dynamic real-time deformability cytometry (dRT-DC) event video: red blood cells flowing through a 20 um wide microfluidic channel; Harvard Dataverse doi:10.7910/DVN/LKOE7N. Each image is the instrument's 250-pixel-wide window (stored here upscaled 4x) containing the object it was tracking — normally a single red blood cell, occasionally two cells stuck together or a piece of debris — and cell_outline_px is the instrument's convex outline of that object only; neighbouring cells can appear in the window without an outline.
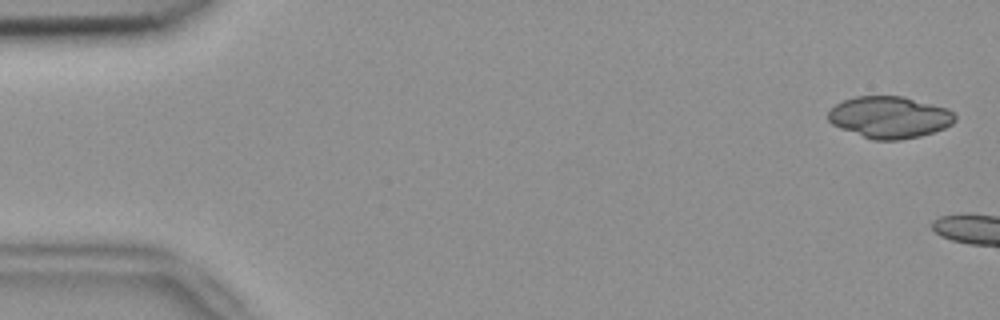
{"species": "common noctule bat (a hibernating species)", "species_latin": "Nyctalus noctula", "temperature_condition": "room temperature", "stored_images_in_passage": 8, "camera_frame_rate_fps": 3000, "um_per_image_px": 0.085, "animal": {"sex": "female", "body_mass_g": 18.4}, "frame": {"image": 1, "passage_image": 2, "time_ms": 0.333, "image_size_px": [1000, 320], "cell_outline_px": [[956, 120], [952, 124], [944, 128], [920, 136], [900, 140], [872, 140], [840, 128], [832, 124], [828, 120], [828, 108], [844, 100], [856, 96], [904, 96], [948, 108], [956, 116]], "centroid_in_image_um": [75.6, 9.96], "position_along_channel_um": 9.4, "area_um2": 31.04}}